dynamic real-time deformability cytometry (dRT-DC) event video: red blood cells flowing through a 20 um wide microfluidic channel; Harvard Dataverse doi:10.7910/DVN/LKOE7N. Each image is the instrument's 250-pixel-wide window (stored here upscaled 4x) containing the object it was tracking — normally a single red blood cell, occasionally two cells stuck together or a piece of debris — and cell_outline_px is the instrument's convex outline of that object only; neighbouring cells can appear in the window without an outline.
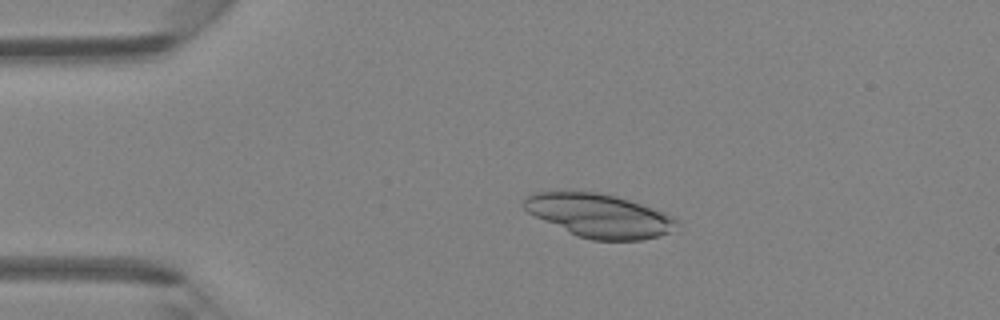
{"species": "Egyptian fruit bat (a non-hibernating species)", "species_latin": "Rousettus aegyptiacus", "temperature_condition": "room temperature", "stored_images_in_passage": 46, "camera_frame_rate_fps": 3000, "um_per_image_px": 0.085, "animal": {"sex": "female"}, "frame": {"image": 1, "passage_image": 10, "time_ms": 3.0, "image_size_px": [1000, 320], "cell_outline_px": [[680, 224], [668, 232], [656, 236], [640, 240], [592, 240], [576, 236], [528, 212], [520, 204], [524, 196], [532, 192], [596, 192], [616, 196], [664, 212], [672, 216]], "centroid_in_image_um": [50.89, 18.32], "position_along_channel_um": 34.1, "area_um2": 38.38}}
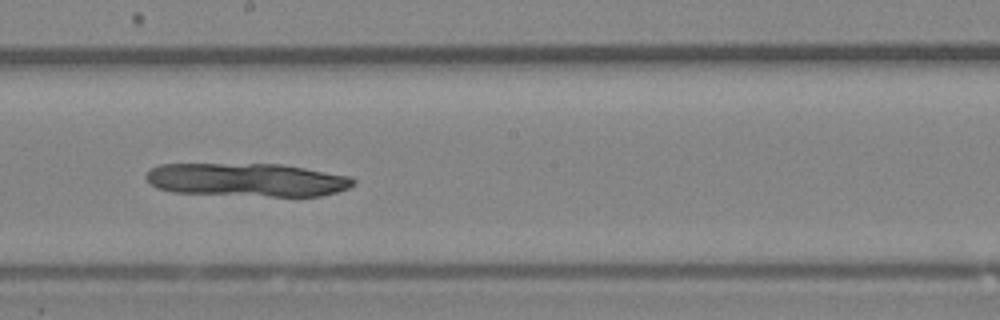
{"frame": {"image": 2, "passage_image": 26, "time_ms": 8.333, "image_size_px": [1000, 320], "cell_outline_px": [[356, 184], [348, 188], [336, 192], [320, 196], [272, 196], [172, 192], [156, 188], [144, 176], [152, 168], [160, 164], [280, 164], [352, 176], [356, 180]], "centroid_in_image_um": [21.03, 15.28], "position_along_channel_um": 227.2, "area_um2": 40.23}}